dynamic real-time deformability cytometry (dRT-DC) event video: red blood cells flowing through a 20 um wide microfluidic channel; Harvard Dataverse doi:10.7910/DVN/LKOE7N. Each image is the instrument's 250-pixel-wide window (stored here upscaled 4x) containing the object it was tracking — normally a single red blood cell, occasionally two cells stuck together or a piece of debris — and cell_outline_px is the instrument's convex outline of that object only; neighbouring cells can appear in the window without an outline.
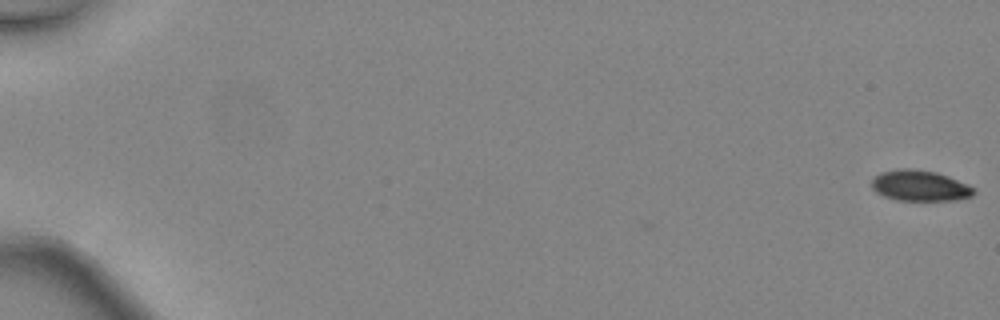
{"species": "common noctule bat (a hibernating species)", "species_latin": "Nyctalus noctula", "temperature_condition": "warm", "stored_images_in_passage": 19, "camera_frame_rate_fps": 3000, "um_per_image_px": 0.085, "animal": {"sex": "female", "body_mass_g": 24.6, "forearm_length_mm": 56.2}, "frame": {"image": 1, "passage_image": 1, "time_ms": 0.0, "image_size_px": [1000, 320], "cell_outline_px": [[976, 192], [972, 196], [956, 200], [896, 200], [884, 196], [876, 192], [872, 188], [872, 176], [880, 172], [900, 168], [912, 168], [936, 172], [948, 176], [968, 184]], "centroid_in_image_um": [78.16, 15.77], "position_along_channel_um": 6.8, "area_um2": 18.44}}
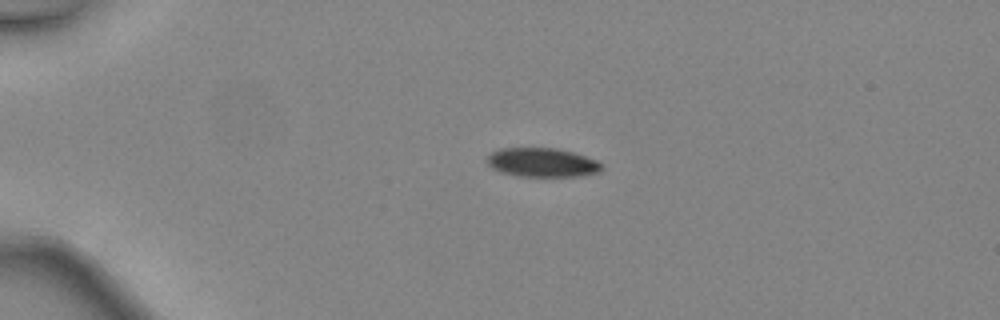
{"frame": {"image": 2, "passage_image": 13, "time_ms": 4.0, "image_size_px": [1000, 320], "cell_outline_px": [[604, 168], [600, 172], [584, 176], [516, 176], [500, 172], [492, 168], [488, 164], [488, 152], [496, 148], [556, 148], [572, 152], [596, 160], [604, 164]], "centroid_in_image_um": [46.08, 13.81], "position_along_channel_um": 38.9, "area_um2": 19.65}}